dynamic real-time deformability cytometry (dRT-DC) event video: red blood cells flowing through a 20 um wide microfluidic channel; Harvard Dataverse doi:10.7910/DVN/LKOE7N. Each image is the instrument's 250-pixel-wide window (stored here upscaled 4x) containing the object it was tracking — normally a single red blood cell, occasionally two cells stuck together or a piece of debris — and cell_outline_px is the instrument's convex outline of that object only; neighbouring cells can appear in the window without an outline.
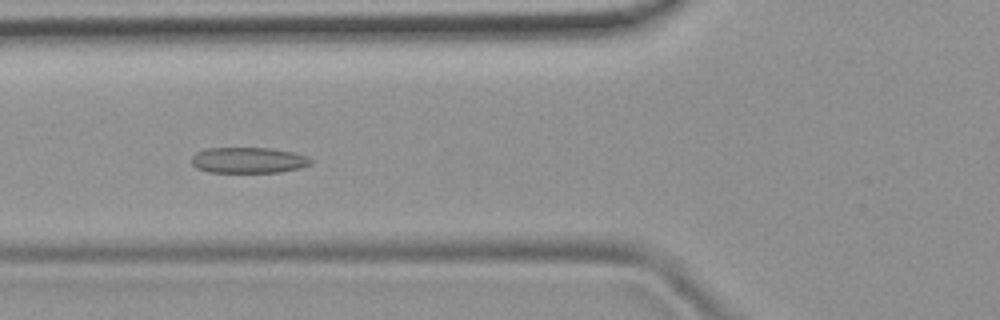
{"species": "common noctule bat (a hibernating species)", "species_latin": "Nyctalus noctula", "temperature_condition": "room temperature", "stored_images_in_passage": 39, "camera_frame_rate_fps": 3000, "um_per_image_px": 0.085, "animal": {"sex": "female", "body_mass_g": 19.9}, "frame": {"image": 1, "passage_image": 6, "time_ms": 1.667, "image_size_px": [1000, 320], "cell_outline_px": [[312, 164], [300, 168], [280, 172], [208, 172], [196, 168], [192, 164], [192, 156], [196, 152], [208, 148], [272, 148], [292, 152], [308, 156], [312, 160]], "centroid_in_image_um": [21.13, 13.62], "position_along_channel_um": 104.7, "area_um2": 18.03}, "authors_computed_cell_mechanics": {"area_um2": 18.207, "velocity_mm_per_s": 3.881, "shape_relaxation_time_tau1_ms": null, "shape_relaxation_time_tau2_ms": 2.0613, "deformation_change_tau1": null, "deformation_change_tau2": 0.0776}}